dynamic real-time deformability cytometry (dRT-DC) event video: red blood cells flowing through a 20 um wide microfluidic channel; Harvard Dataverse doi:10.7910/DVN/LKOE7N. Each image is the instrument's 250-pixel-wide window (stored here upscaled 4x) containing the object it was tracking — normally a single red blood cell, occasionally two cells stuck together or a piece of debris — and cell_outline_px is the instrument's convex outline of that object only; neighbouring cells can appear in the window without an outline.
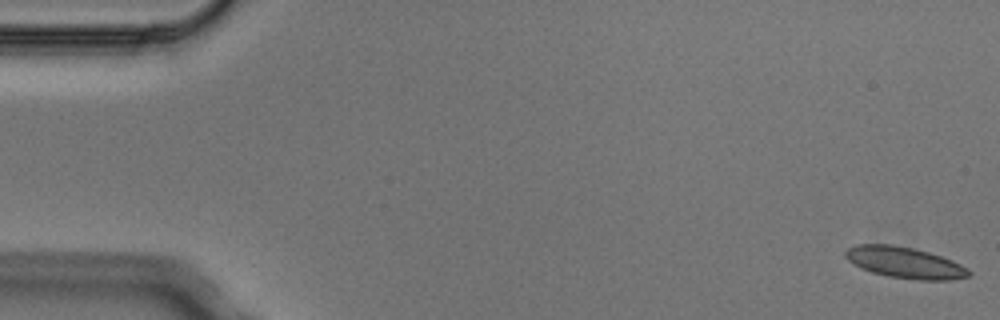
{"species": "Egyptian fruit bat (a non-hibernating species)", "species_latin": "Rousettus aegyptiacus", "temperature_condition": "cold", "stored_images_in_passage": 6, "segment_of_instrument_passage": [2, 2], "camera_frame_rate_fps": 3000, "um_per_image_px": 0.085, "animal": {"sex": "male"}, "frame": {"image": 1, "passage_image": 6, "time_ms": 1.667, "image_size_px": [1000, 320], "cell_outline_px": [[972, 272], [968, 276], [952, 280], [916, 280], [888, 276], [872, 272], [860, 268], [852, 264], [844, 256], [844, 252], [848, 248], [856, 244], [892, 244], [912, 248], [928, 252], [952, 260], [968, 268]], "centroid_in_image_um": [76.88, 22.32], "position_along_channel_um": 8.1, "area_um2": 22.54}}